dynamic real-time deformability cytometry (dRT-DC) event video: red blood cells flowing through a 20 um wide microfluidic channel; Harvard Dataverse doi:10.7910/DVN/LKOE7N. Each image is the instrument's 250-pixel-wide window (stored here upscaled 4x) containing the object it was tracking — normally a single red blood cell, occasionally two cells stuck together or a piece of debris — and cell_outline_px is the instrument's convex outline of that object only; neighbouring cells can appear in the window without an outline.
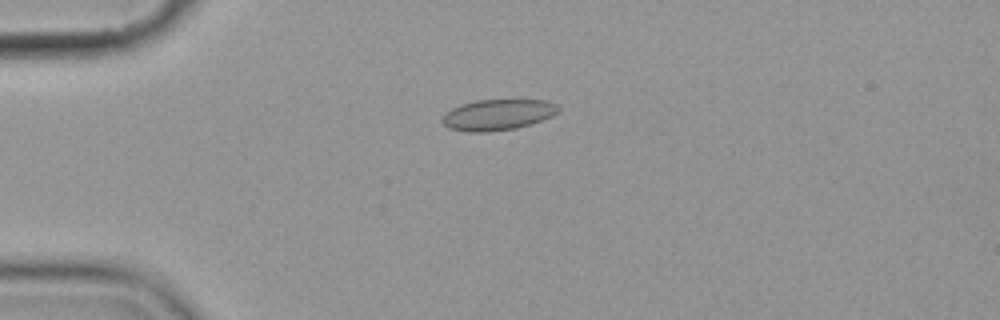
{"species": "common noctule bat (a hibernating species)", "species_latin": "Nyctalus noctula", "temperature_condition": "cold", "stored_images_in_passage": 6, "camera_frame_rate_fps": 3000, "um_per_image_px": 0.085, "animal": {"sex": "female", "body_mass_g": 19.9}, "frame": {"image": 1, "passage_image": 5, "time_ms": 4.667, "image_size_px": [1000, 320], "cell_outline_px": [[560, 108], [552, 116], [532, 124], [516, 128], [488, 132], [468, 132], [448, 128], [440, 120], [452, 108], [460, 104], [476, 100], [548, 100], [556, 104]], "centroid_in_image_um": [42.31, 9.75], "position_along_channel_um": 42.7, "area_um2": 20.92}}